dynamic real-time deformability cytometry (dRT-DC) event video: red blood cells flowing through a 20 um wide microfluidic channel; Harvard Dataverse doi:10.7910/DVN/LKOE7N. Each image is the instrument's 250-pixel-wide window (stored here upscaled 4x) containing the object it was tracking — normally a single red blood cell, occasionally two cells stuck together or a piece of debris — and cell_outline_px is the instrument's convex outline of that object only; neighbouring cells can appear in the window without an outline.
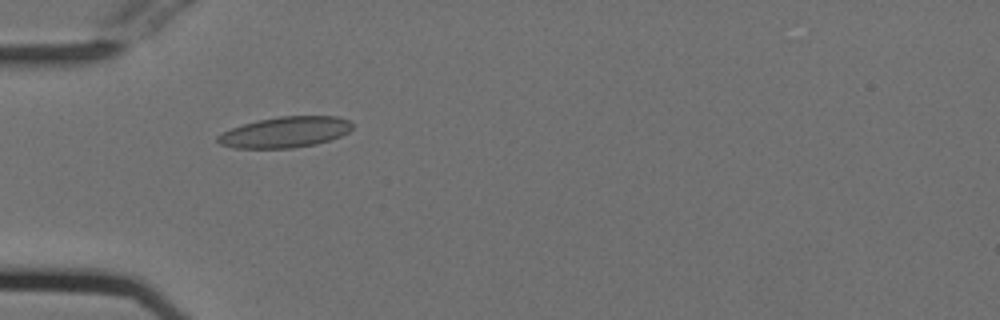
{"species": "Egyptian fruit bat (a non-hibernating species)", "species_latin": "Rousettus aegyptiacus", "temperature_condition": "cold", "stored_images_in_passage": 39, "camera_frame_rate_fps": 3000, "um_per_image_px": 0.085, "animal": {"sex": "female"}, "frame": {"image": 1, "passage_image": 2, "time_ms": 0.333, "image_size_px": [1000, 320], "cell_outline_px": [[352, 128], [348, 132], [340, 136], [316, 144], [292, 148], [232, 148], [220, 144], [216, 140], [216, 136], [232, 128], [256, 120], [280, 116], [336, 116], [348, 120], [352, 124]], "centroid_in_image_um": [24.22, 11.23], "position_along_channel_um": 60.8, "area_um2": 24.1}}
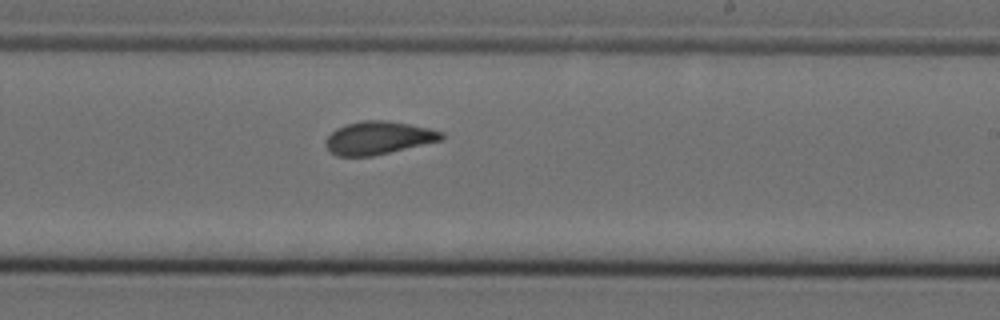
{"frame": {"image": 2, "passage_image": 18, "time_ms": 5.667, "image_size_px": [1000, 320], "cell_outline_px": [[444, 140], [372, 156], [336, 156], [324, 144], [324, 140], [336, 128], [344, 124], [364, 120], [388, 120], [428, 128], [444, 132]], "centroid_in_image_um": [32.16, 11.71], "position_along_channel_um": 256.8, "area_um2": 22.37}}
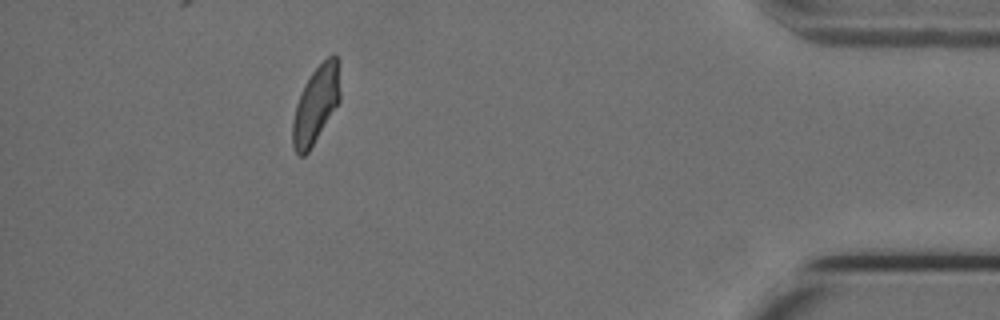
{"frame": {"image": 3, "passage_image": 34, "time_ms": 11.0, "image_size_px": [1000, 320], "cell_outline_px": [[340, 100], [308, 152], [304, 156], [300, 156], [296, 152], [292, 144], [292, 120], [296, 104], [300, 92], [304, 84], [312, 72], [332, 52], [336, 56], [340, 92]], "centroid_in_image_um": [26.82, 8.9], "position_along_channel_um": 408.4, "area_um2": 21.04}, "authors_computed_cell_mechanics": {"area_um2": 22.0218, "velocity_mm_per_s": 3.7431, "shape_relaxation_time_tau1_ms": null, "shape_relaxation_time_tau2_ms": 1.5548, "deformation_change_tau1": null, "deformation_change_tau2": 0.0762}}